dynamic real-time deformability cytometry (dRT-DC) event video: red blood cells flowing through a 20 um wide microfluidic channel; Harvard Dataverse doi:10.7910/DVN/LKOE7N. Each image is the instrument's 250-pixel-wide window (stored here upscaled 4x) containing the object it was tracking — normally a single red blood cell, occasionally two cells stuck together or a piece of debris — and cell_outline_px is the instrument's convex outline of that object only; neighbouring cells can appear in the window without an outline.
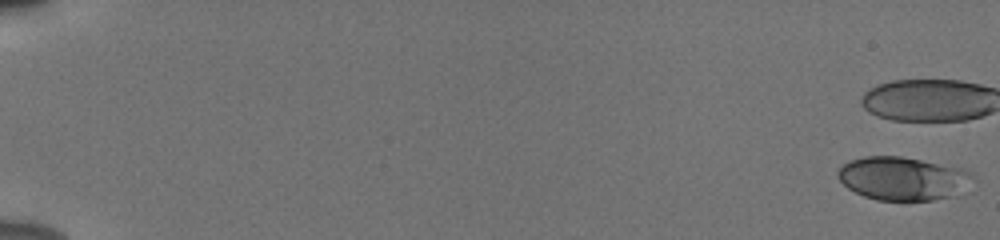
{"species": "human", "species_latin": "Homo sapiens", "temperature_condition": "cold", "stored_images_in_passage": 55, "camera_frame_rate_fps": 3000, "um_per_image_px": 0.085, "donor": {"sex": "male"}, "frame": {"image": 1, "passage_image": 1, "time_ms": 0.0, "image_size_px": [1000, 240], "cell_outline_px": [[976, 180], [960, 196], [932, 200], [876, 200], [864, 196], [848, 188], [836, 176], [836, 172], [844, 164], [852, 160], [864, 156], [900, 156], [964, 168], [972, 172], [976, 176]], "centroid_in_image_um": [76.85, 15.18], "position_along_channel_um": 8.1, "area_um2": 34.74}, "authors_computed_cell_mechanics": {"area_um2": 34.9112, "velocity_mm_per_s": 3.8662, "shape_relaxation_time_tau1_ms": 9.0942, "shape_relaxation_time_tau2_ms": 3.8203, "deformation_change_tau1": 0.202, "deformation_change_tau2": 0.0965}}